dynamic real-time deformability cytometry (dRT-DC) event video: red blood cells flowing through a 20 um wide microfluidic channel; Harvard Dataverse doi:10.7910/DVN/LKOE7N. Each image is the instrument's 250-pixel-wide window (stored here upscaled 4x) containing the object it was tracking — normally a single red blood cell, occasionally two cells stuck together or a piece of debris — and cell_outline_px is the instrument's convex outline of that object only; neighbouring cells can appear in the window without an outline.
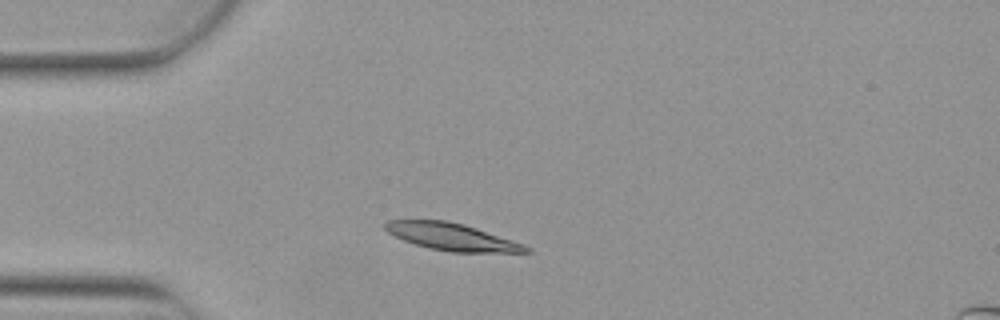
{"species": "Egyptian fruit bat (a non-hibernating species)", "species_latin": "Rousettus aegyptiacus", "temperature_condition": "warm", "stored_images_in_passage": 4, "camera_frame_rate_fps": 3000, "um_per_image_px": 0.085, "animal": {"sex": "female"}, "frame": {"image": 1, "passage_image": 1, "time_ms": 0.0, "image_size_px": [1000, 320], "cell_outline_px": [[532, 252], [448, 252], [428, 248], [404, 240], [388, 232], [384, 228], [384, 224], [388, 220], [448, 220], [464, 224], [524, 244], [532, 248]], "centroid_in_image_um": [38.42, 20.13], "position_along_channel_um": 46.6, "area_um2": 22.2}}
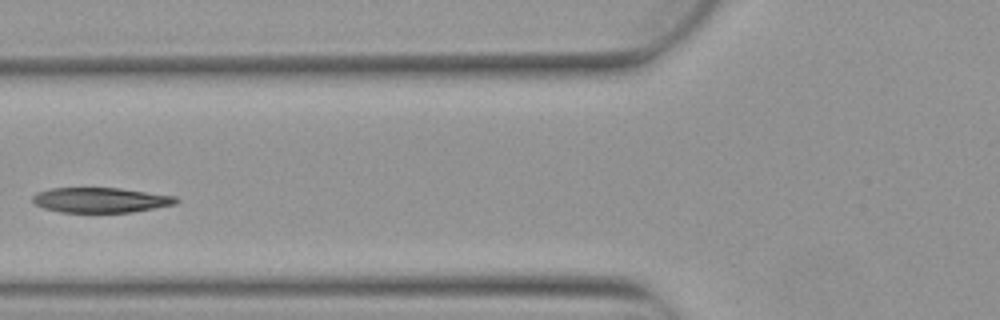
{"frame": {"image": 2, "passage_image": 3, "time_ms": 0.667, "image_size_px": [1000, 320], "cell_outline_px": [[180, 200], [176, 204], [132, 212], [60, 212], [44, 208], [36, 204], [32, 200], [32, 196], [36, 192], [48, 188], [120, 188], [176, 196]], "centroid_in_image_um": [8.55, 17.0], "position_along_channel_um": 117.3, "area_um2": 20.98}}
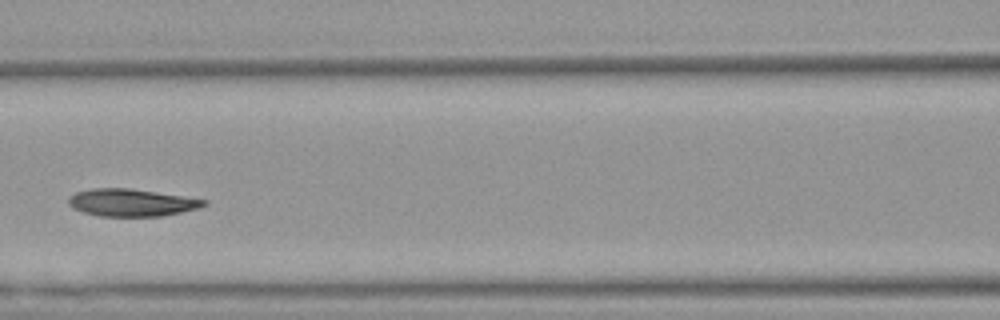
{"frame": {"image": 3, "passage_image": 4, "time_ms": 1.0, "image_size_px": [1000, 320], "cell_outline_px": [[208, 204], [200, 208], [164, 216], [100, 216], [84, 212], [72, 208], [68, 204], [68, 196], [76, 192], [92, 188], [128, 188], [156, 192], [208, 200]], "centroid_in_image_um": [11.18, 17.22], "position_along_channel_um": 155.4, "area_um2": 21.68}}